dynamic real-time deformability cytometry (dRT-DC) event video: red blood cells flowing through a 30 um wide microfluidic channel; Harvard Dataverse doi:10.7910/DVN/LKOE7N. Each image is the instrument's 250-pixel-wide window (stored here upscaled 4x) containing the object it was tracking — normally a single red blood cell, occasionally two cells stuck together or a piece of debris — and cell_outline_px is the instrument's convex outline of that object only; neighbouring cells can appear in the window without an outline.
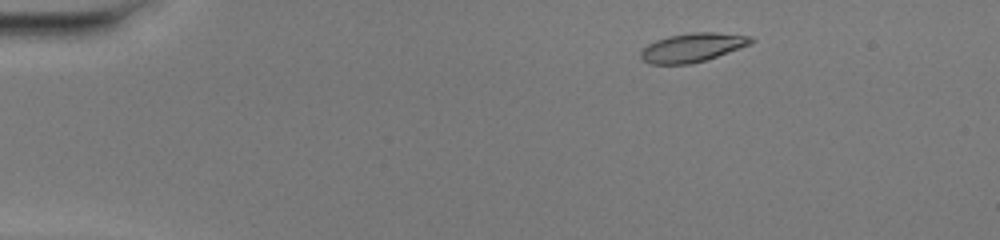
{"species": "common noctule bat (a hibernating species)", "species_latin": "Nyctalus noctula", "temperature_condition": "warm", "stored_images_in_passage": 46, "camera_frame_rate_fps": 3000, "um_per_image_px": 0.085, "animal": {"sex": "female", "body_mass_g": 20.0, "forearm_length_mm": 54.0}, "frame": {"image": 1, "passage_image": 4, "time_ms": 1.0, "image_size_px": [1000, 240], "cell_outline_px": [[756, 40], [752, 44], [692, 64], [648, 64], [640, 56], [640, 52], [648, 44], [656, 40], [668, 36], [692, 32], [716, 32], [752, 36]], "centroid_in_image_um": [58.88, 4.03], "position_along_channel_um": 26.1, "area_um2": 18.55}}
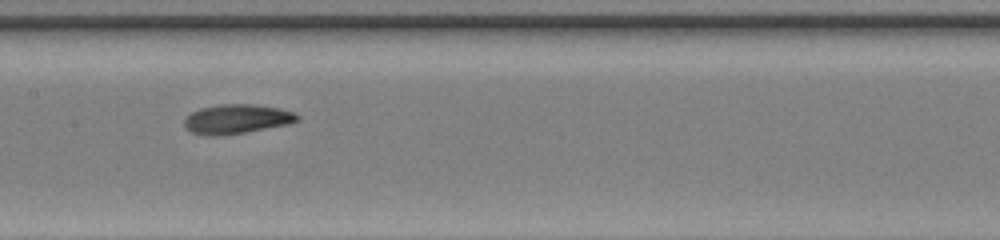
{"frame": {"image": 2, "passage_image": 22, "time_ms": 7.0, "image_size_px": [1000, 240], "cell_outline_px": [[300, 120], [288, 124], [244, 132], [220, 136], [208, 136], [192, 132], [184, 124], [184, 120], [192, 112], [200, 108], [220, 104], [252, 104], [280, 108], [296, 112], [300, 116]], "centroid_in_image_um": [20.16, 10.11], "position_along_channel_um": 187.2, "area_um2": 19.31}}
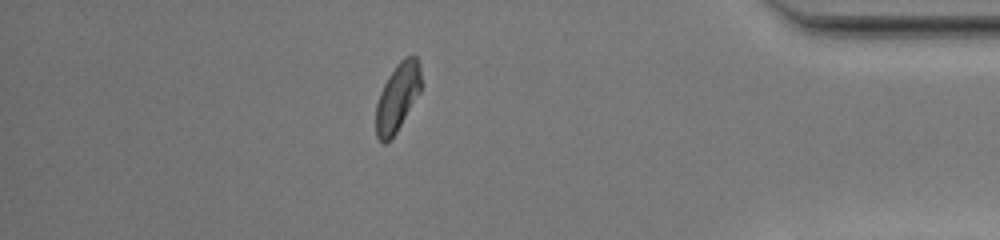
{"frame": {"image": 3, "passage_image": 40, "time_ms": 13.0, "image_size_px": [1000, 240], "cell_outline_px": [[424, 84], [420, 92], [396, 132], [384, 144], [376, 136], [376, 104], [380, 92], [388, 76], [396, 64], [404, 56], [412, 52], [416, 56], [420, 64]], "centroid_in_image_um": [33.83, 8.17], "position_along_channel_um": 401.4, "area_um2": 18.26}, "authors_computed_cell_mechanics": {"area_um2": 18.5538, "velocity_mm_per_s": 4.1387, "shape_relaxation_time_tau1_ms": 3.3092, "shape_relaxation_time_tau2_ms": 10.8, "deformation_change_tau1": 0.1588, "deformation_change_tau2": 0.1859}}